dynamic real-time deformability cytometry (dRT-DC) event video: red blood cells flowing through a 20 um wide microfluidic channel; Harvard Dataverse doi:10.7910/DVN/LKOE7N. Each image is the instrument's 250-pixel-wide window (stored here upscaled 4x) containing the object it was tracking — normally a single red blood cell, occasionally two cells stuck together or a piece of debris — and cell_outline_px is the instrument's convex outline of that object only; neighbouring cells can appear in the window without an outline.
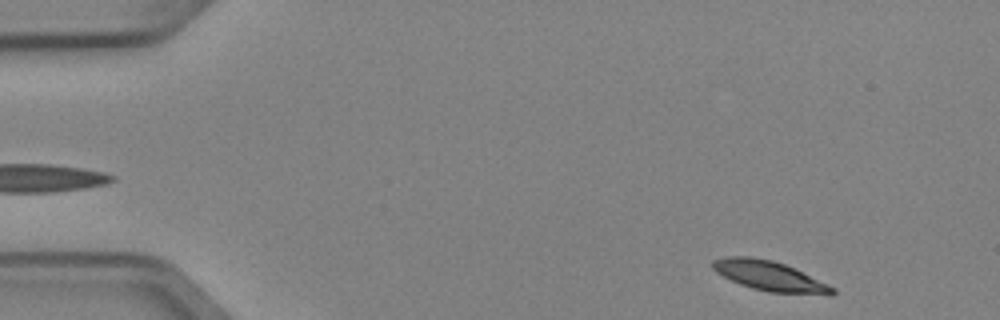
{"species": "Egyptian fruit bat (a non-hibernating species)", "species_latin": "Rousettus aegyptiacus", "temperature_condition": "cold", "stored_images_in_passage": 4, "segment_of_instrument_passage": [2, 2], "camera_frame_rate_fps": 3000, "um_per_image_px": 0.085, "animal": {"sex": "female"}, "frame": {"image": 1, "passage_image": 4, "time_ms": 1.0, "image_size_px": [1000, 320], "cell_outline_px": [[836, 292], [832, 296], [768, 292], [752, 288], [740, 284], [716, 272], [712, 268], [712, 260], [728, 256], [752, 256], [772, 260], [796, 268], [836, 288]], "centroid_in_image_um": [65.48, 23.47], "position_along_channel_um": 19.5, "area_um2": 21.15}}